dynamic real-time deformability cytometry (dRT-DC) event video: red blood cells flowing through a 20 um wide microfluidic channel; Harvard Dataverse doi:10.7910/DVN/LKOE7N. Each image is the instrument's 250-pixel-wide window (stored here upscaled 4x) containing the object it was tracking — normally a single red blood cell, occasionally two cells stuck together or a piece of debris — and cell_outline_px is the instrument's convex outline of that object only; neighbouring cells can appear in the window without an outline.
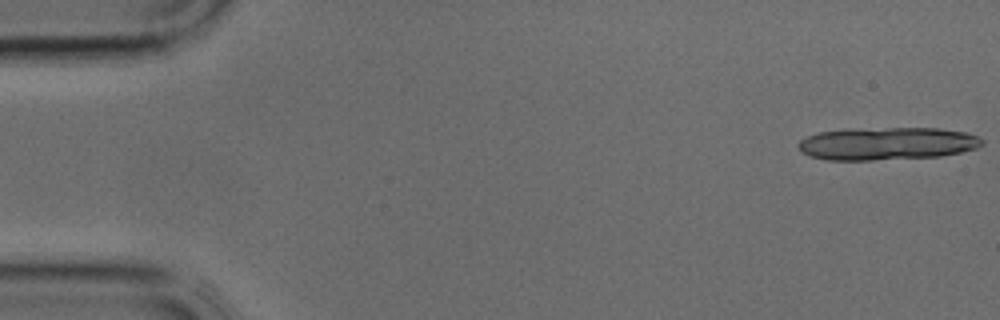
{"species": "common noctule bat (a hibernating species)", "species_latin": "Nyctalus noctula", "temperature_condition": "cold", "stored_images_in_passage": 11, "camera_frame_rate_fps": 3000, "um_per_image_px": 0.085, "animal": {"sex": "male", "body_mass_g": 17.9, "forearm_length_mm": 54.2}, "frame": {"image": 1, "passage_image": 1, "time_ms": 0.0, "image_size_px": [1000, 320], "cell_outline_px": [[984, 144], [976, 148], [960, 152], [940, 156], [872, 160], [828, 160], [808, 156], [800, 152], [796, 144], [800, 140], [808, 136], [820, 132], [848, 128], [940, 128], [964, 132], [976, 136], [984, 140]], "centroid_in_image_um": [75.35, 12.2], "position_along_channel_um": 9.7, "area_um2": 35.32}}